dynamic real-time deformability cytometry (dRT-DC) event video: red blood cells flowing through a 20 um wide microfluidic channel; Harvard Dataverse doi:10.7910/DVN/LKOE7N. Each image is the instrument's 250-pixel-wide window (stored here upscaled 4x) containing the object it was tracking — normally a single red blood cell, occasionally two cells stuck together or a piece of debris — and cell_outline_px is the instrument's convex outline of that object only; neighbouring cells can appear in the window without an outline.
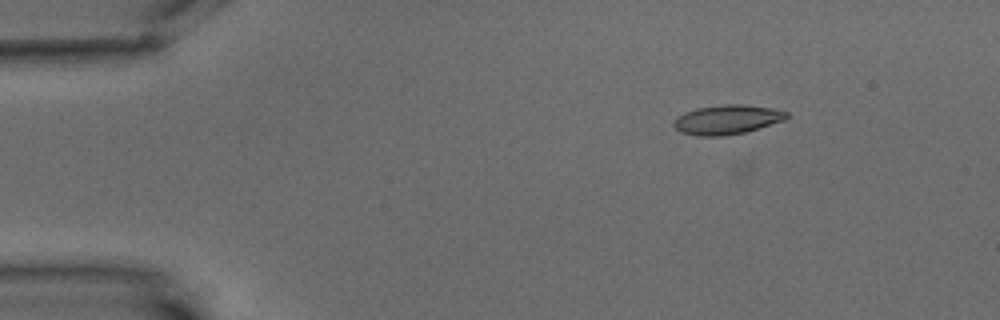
{"species": "common noctule bat (a hibernating species)", "species_latin": "Nyctalus noctula", "temperature_condition": "warm", "stored_images_in_passage": 7, "camera_frame_rate_fps": 3000, "um_per_image_px": 0.085, "animal": {"sex": "male", "body_mass_g": 15.6}, "frame": {"image": 1, "passage_image": 4, "time_ms": 3.333, "image_size_px": [1000, 320], "cell_outline_px": [[788, 116], [784, 120], [744, 132], [720, 136], [700, 136], [680, 132], [672, 124], [672, 120], [676, 116], [684, 112], [696, 108], [724, 104], [744, 104], [772, 108], [788, 112]], "centroid_in_image_um": [61.75, 10.15], "position_along_channel_um": 23.3, "area_um2": 19.31}}